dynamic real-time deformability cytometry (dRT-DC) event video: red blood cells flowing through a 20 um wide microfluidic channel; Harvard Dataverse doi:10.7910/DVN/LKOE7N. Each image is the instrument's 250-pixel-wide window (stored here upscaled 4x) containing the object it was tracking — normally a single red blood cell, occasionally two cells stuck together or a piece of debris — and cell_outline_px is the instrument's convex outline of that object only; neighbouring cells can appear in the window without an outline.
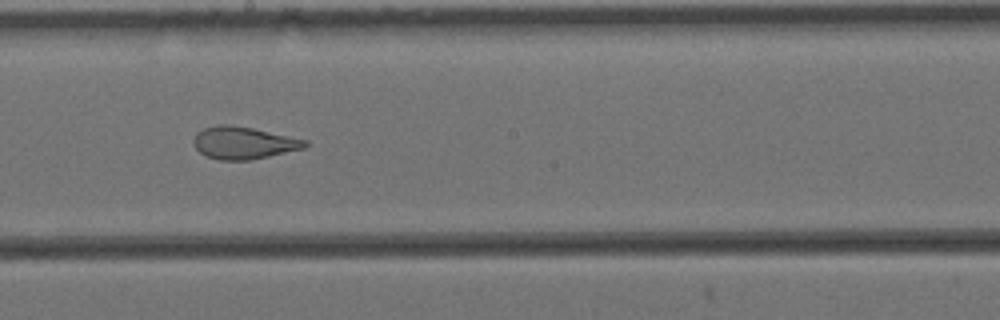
{"species": "Egyptian fruit bat (a non-hibernating species)", "species_latin": "Rousettus aegyptiacus", "temperature_condition": "cold", "stored_images_in_passage": 10, "camera_frame_rate_fps": 3000, "um_per_image_px": 0.085, "animal": {"sex": "female"}, "frame": {"image": 1, "passage_image": 9, "time_ms": 2.667, "image_size_px": [1000, 320], "cell_outline_px": [[308, 144], [304, 148], [268, 156], [248, 160], [220, 160], [204, 156], [192, 144], [192, 140], [196, 132], [204, 128], [216, 124], [228, 124], [252, 128], [308, 140]], "centroid_in_image_um": [20.65, 12.13], "position_along_channel_um": 227.6, "area_um2": 21.04}}
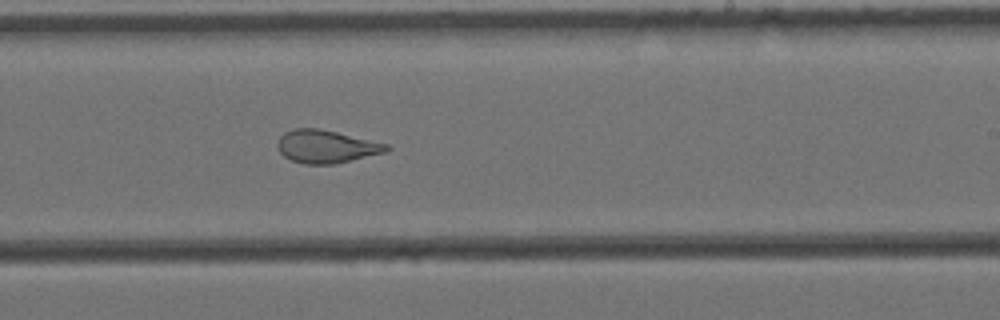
{"frame": {"image": 2, "passage_image": 10, "time_ms": 3.0, "image_size_px": [1000, 320], "cell_outline_px": [[392, 148], [384, 152], [332, 164], [304, 164], [292, 160], [284, 156], [280, 152], [276, 144], [280, 136], [284, 132], [292, 128], [320, 128], [388, 144]], "centroid_in_image_um": [27.69, 12.44], "position_along_channel_um": 261.3, "area_um2": 20.75}}